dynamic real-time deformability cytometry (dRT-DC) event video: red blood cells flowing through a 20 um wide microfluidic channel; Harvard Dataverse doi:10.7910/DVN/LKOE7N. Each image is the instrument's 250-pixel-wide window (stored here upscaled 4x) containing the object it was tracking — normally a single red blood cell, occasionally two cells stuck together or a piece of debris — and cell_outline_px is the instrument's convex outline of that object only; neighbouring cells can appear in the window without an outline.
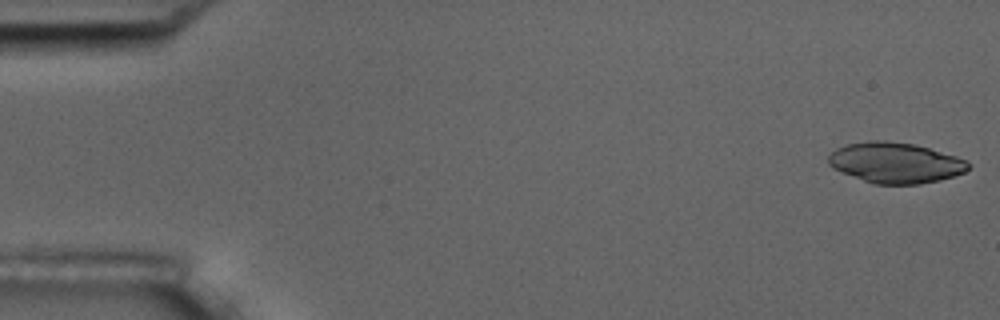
{"species": "common noctule bat (a hibernating species)", "species_latin": "Nyctalus noctula", "temperature_condition": "room temperature", "stored_images_in_passage": 55, "camera_frame_rate_fps": 3000, "um_per_image_px": 0.085, "animal": {"sex": "male", "body_mass_g": 17.5, "forearm_length_mm": 52.3}, "frame": {"image": 1, "passage_image": 1, "time_ms": 0.0, "image_size_px": [1000, 320], "cell_outline_px": [[972, 164], [964, 172], [940, 180], [920, 184], [876, 184], [840, 172], [832, 168], [828, 164], [828, 156], [836, 148], [848, 144], [868, 140], [884, 140], [912, 144], [928, 148], [956, 156], [968, 160]], "centroid_in_image_um": [76.1, 13.83], "position_along_channel_um": 8.9, "area_um2": 33.06}}